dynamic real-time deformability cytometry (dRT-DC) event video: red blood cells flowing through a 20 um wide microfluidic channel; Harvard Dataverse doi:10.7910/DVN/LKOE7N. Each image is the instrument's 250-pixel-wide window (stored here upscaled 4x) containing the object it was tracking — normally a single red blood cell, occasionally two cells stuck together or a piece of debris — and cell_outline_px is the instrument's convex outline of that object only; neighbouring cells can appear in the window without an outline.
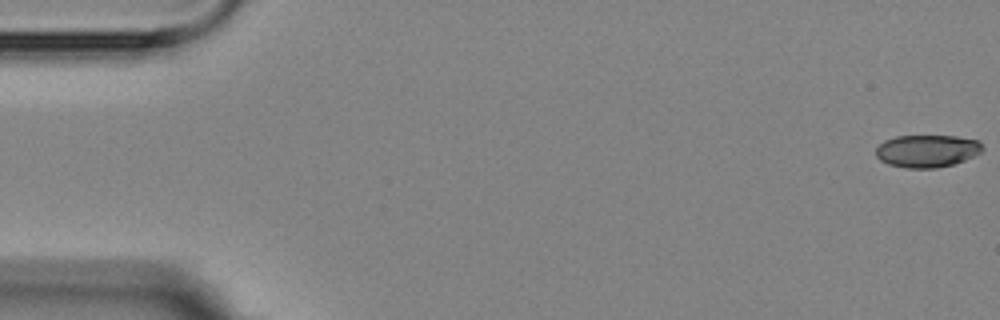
{"species": "Egyptian fruit bat (a non-hibernating species)", "species_latin": "Rousettus aegyptiacus", "temperature_condition": "room temperature", "stored_images_in_passage": 5, "camera_frame_rate_fps": 3000, "um_per_image_px": 0.085, "animal": {"sex": "female"}, "frame": {"image": 1, "passage_image": 1, "time_ms": 0.0, "image_size_px": [1000, 320], "cell_outline_px": [[984, 148], [980, 152], [964, 160], [952, 164], [936, 168], [904, 168], [888, 164], [880, 160], [876, 156], [876, 148], [884, 140], [896, 136], [956, 136], [980, 140]], "centroid_in_image_um": [78.79, 12.83], "position_along_channel_um": 6.2, "area_um2": 20.23}}
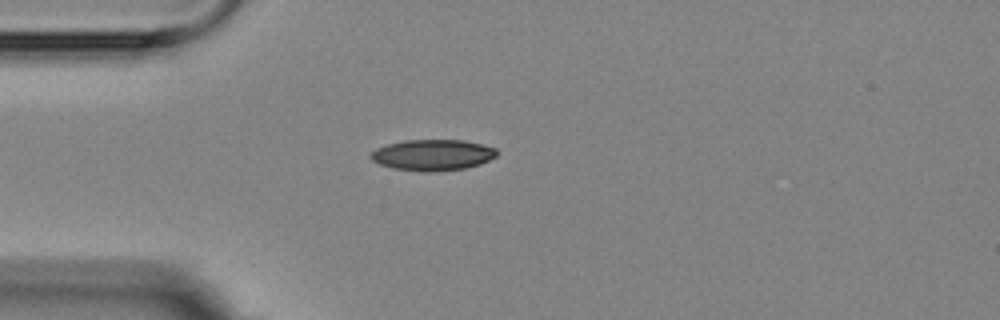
{"frame": {"image": 2, "passage_image": 5, "time_ms": 4.667, "image_size_px": [1000, 320], "cell_outline_px": [[500, 152], [496, 156], [480, 164], [464, 168], [428, 172], [392, 168], [380, 164], [372, 160], [368, 156], [376, 148], [388, 144], [404, 140], [464, 140], [496, 148]], "centroid_in_image_um": [36.77, 13.16], "position_along_channel_um": 48.2, "area_um2": 22.72}}